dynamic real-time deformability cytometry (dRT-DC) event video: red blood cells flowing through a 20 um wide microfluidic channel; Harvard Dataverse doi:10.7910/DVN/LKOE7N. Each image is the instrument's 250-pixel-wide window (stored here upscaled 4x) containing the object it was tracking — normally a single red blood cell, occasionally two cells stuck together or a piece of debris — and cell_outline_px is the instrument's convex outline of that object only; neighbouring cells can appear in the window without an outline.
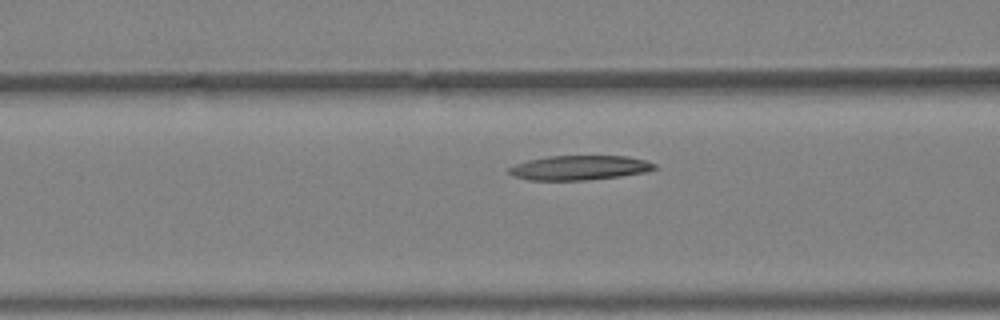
{"species": "Egyptian fruit bat (a non-hibernating species)", "species_latin": "Rousettus aegyptiacus", "temperature_condition": "warm", "stored_images_in_passage": 7, "camera_frame_rate_fps": 3000, "um_per_image_px": 0.085, "animal": {"sex": "female"}, "frame": {"image": 1, "passage_image": 5, "time_ms": 1.333, "image_size_px": [1000, 320], "cell_outline_px": [[656, 168], [644, 172], [620, 176], [588, 180], [528, 180], [512, 176], [508, 172], [508, 168], [516, 164], [528, 160], [548, 156], [628, 156], [644, 160], [656, 164]], "centroid_in_image_um": [49.22, 14.26], "position_along_channel_um": 117.4, "area_um2": 20.75}}